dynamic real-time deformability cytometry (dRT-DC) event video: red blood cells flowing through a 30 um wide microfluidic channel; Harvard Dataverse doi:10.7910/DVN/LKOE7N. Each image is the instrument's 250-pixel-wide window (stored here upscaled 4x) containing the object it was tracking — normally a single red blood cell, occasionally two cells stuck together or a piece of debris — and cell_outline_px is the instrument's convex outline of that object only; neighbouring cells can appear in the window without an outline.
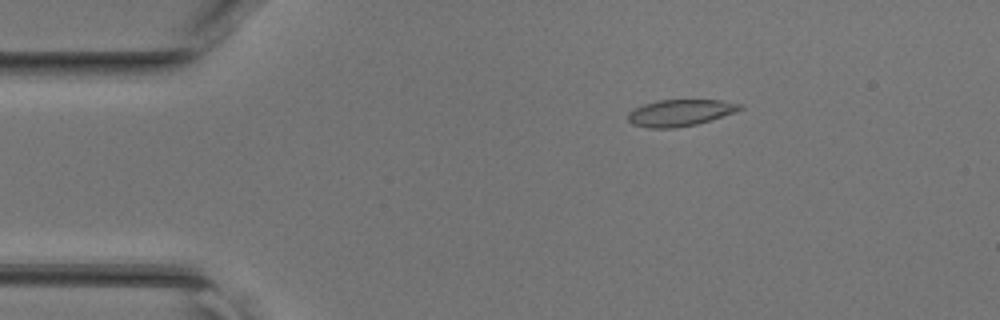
{"species": "common noctule bat (a hibernating species)", "species_latin": "Nyctalus noctula", "temperature_condition": "room temperature", "stored_images_in_passage": 46, "camera_frame_rate_fps": 3000, "um_per_image_px": 0.085, "animal": {"sex": "female", "body_mass_g": 17.0, "forearm_length_mm": 48.0}, "frame": {"image": 1, "passage_image": 8, "time_ms": 2.333, "image_size_px": [1000, 320], "cell_outline_px": [[744, 108], [736, 112], [696, 124], [672, 128], [648, 128], [632, 124], [628, 120], [628, 112], [644, 104], [656, 100], [720, 100], [744, 104]], "centroid_in_image_um": [57.83, 9.58], "position_along_channel_um": 27.2, "area_um2": 17.34}}
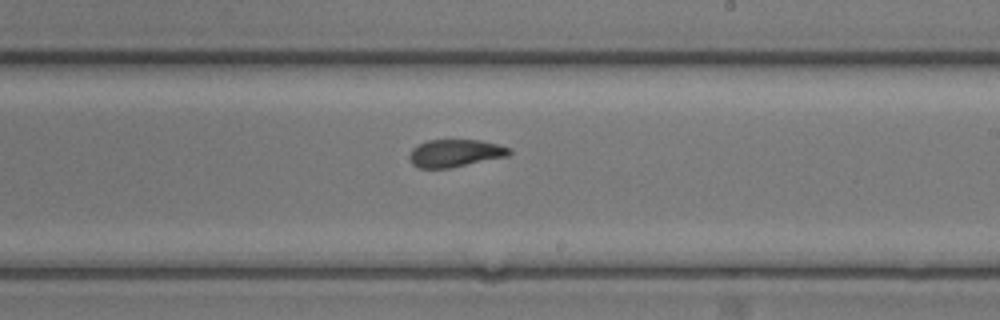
{"frame": {"image": 2, "passage_image": 27, "time_ms": 8.667, "image_size_px": [1000, 320], "cell_outline_px": [[512, 152], [508, 156], [448, 168], [420, 168], [412, 164], [408, 156], [412, 148], [416, 144], [428, 140], [480, 140], [512, 148]], "centroid_in_image_um": [38.67, 13.01], "position_along_channel_um": 250.3, "area_um2": 16.07}}
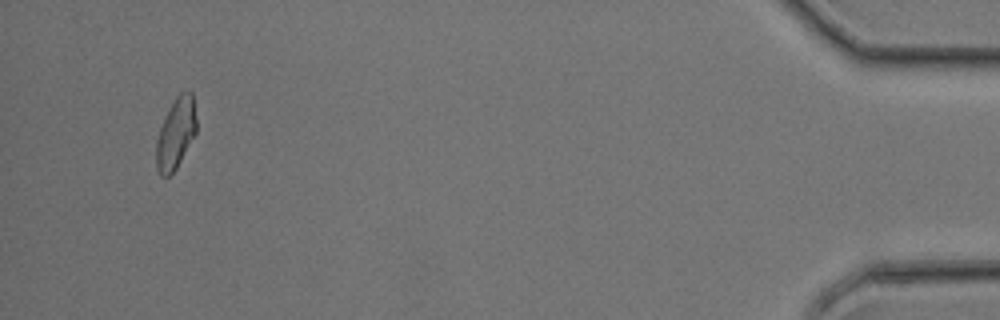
{"frame": {"image": 3, "passage_image": 44, "time_ms": 14.333, "image_size_px": [1000, 320], "cell_outline_px": [[196, 132], [176, 168], [168, 176], [160, 176], [156, 168], [156, 140], [160, 128], [176, 96], [180, 92], [192, 92], [196, 120]], "centroid_in_image_um": [14.93, 11.36], "position_along_channel_um": 420.3, "area_um2": 16.18}}